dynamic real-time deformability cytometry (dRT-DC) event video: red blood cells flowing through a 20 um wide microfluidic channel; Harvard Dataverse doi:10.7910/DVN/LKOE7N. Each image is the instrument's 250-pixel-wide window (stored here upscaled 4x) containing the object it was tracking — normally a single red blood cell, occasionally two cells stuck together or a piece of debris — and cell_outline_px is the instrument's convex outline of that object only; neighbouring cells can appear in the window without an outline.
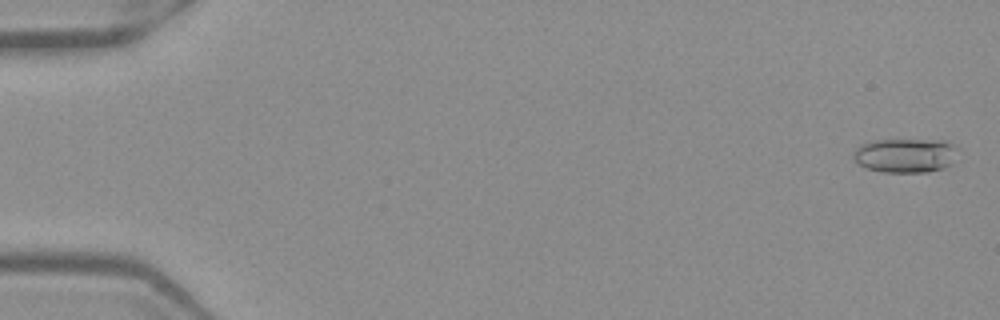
{"species": "Egyptian fruit bat (a non-hibernating species)", "species_latin": "Rousettus aegyptiacus", "temperature_condition": "warm", "stored_images_in_passage": 53, "camera_frame_rate_fps": 3000, "um_per_image_px": 0.085, "frame": {"image": 1, "passage_image": 2, "time_ms": 0.333, "image_size_px": [1000, 320], "cell_outline_px": [[960, 148], [952, 164], [944, 168], [928, 172], [880, 172], [864, 168], [852, 156], [852, 152], [860, 144], [872, 140], [944, 140]], "centroid_in_image_um": [76.97, 13.21], "position_along_channel_um": 8.0, "area_um2": 21.27}}
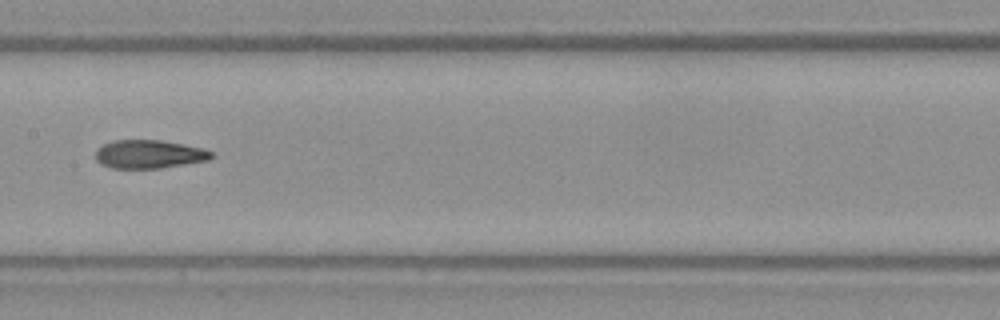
{"frame": {"image": 2, "passage_image": 28, "time_ms": 9.0, "image_size_px": [1000, 320], "cell_outline_px": [[216, 156], [208, 160], [160, 168], [112, 168], [100, 164], [96, 160], [96, 148], [112, 140], [160, 140], [184, 144], [204, 148], [212, 152]], "centroid_in_image_um": [12.68, 13.1], "position_along_channel_um": 194.7, "area_um2": 19.31}}
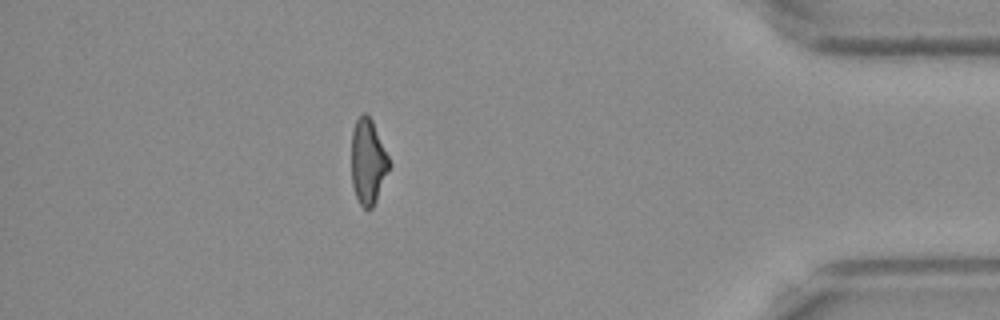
{"frame": {"image": 3, "passage_image": 47, "time_ms": 15.333, "image_size_px": [1000, 320], "cell_outline_px": [[392, 164], [376, 200], [372, 208], [364, 208], [360, 204], [356, 196], [352, 184], [352, 132], [356, 120], [364, 112], [368, 112], [372, 120]], "centroid_in_image_um": [31.29, 13.72], "position_along_channel_um": 403.9, "area_um2": 18.73}, "authors_computed_cell_mechanics": {"area_um2": 19.4786, "velocity_mm_per_s": 3.9535, "shape_relaxation_time_tau1_ms": null, "shape_relaxation_time_tau2_ms": 3.5981, "deformation_change_tau1": null, "deformation_change_tau2": 0.1324}}